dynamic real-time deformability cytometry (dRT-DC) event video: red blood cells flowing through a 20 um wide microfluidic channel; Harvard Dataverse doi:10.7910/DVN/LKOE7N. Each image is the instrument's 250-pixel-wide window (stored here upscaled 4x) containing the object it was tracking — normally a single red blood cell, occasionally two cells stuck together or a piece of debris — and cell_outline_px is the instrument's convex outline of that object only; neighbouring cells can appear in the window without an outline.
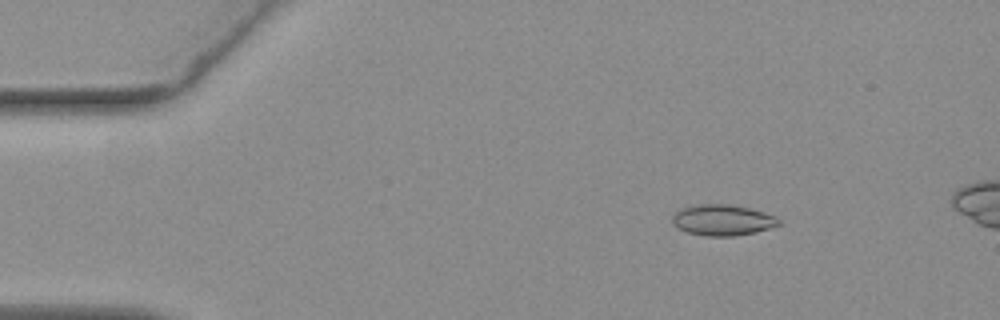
{"species": "common noctule bat (a hibernating species)", "species_latin": "Nyctalus noctula", "temperature_condition": "warm", "stored_images_in_passage": 47, "camera_frame_rate_fps": 3000, "um_per_image_px": 0.085, "animal": {"sex": "female", "body_mass_g": 19.3, "forearm_length_mm": 54.1}, "frame": {"image": 1, "passage_image": 2, "time_ms": 0.333, "image_size_px": [1000, 320], "cell_outline_px": [[780, 224], [756, 232], [732, 236], [704, 236], [688, 232], [676, 228], [672, 224], [672, 216], [676, 212], [684, 208], [696, 204], [728, 204], [748, 208], [776, 216], [780, 220]], "centroid_in_image_um": [61.39, 18.71], "position_along_channel_um": 23.6, "area_um2": 19.07}}
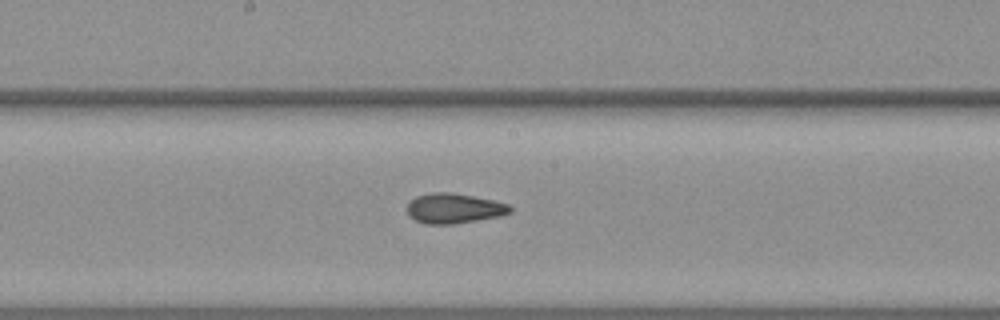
{"frame": {"image": 2, "passage_image": 23, "time_ms": 7.333, "image_size_px": [1000, 320], "cell_outline_px": [[512, 212], [500, 216], [452, 224], [424, 224], [408, 216], [408, 204], [416, 196], [432, 192], [452, 192], [492, 200], [508, 204], [512, 208]], "centroid_in_image_um": [38.58, 17.71], "position_along_channel_um": 209.6, "area_um2": 17.92}}
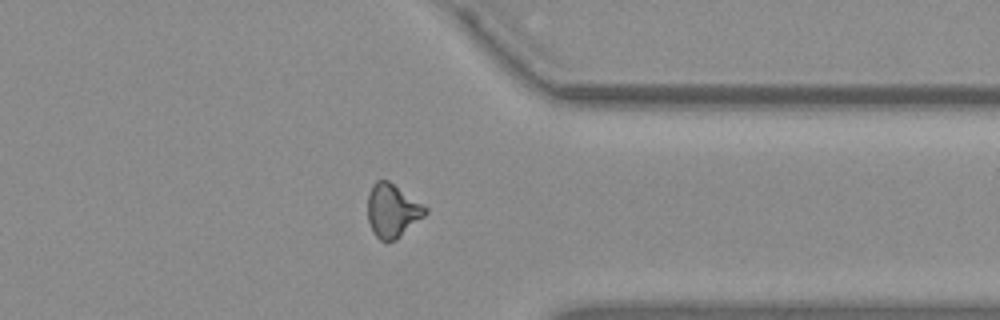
{"frame": {"image": 3, "passage_image": 37, "time_ms": 12.0, "image_size_px": [1000, 320], "cell_outline_px": [[428, 212], [424, 216], [396, 240], [380, 240], [372, 232], [368, 220], [368, 192], [372, 184], [376, 180], [388, 180], [428, 208]], "centroid_in_image_um": [33.33, 17.9], "position_along_channel_um": 378.1, "area_um2": 17.86}, "authors_computed_cell_mechanics": {"area_um2": 18.1492, "velocity_mm_per_s": 3.7526, "shape_relaxation_time_tau1_ms": null, "shape_relaxation_time_tau2_ms": 2.1232, "deformation_change_tau1": null, "deformation_change_tau2": 0.0741}}